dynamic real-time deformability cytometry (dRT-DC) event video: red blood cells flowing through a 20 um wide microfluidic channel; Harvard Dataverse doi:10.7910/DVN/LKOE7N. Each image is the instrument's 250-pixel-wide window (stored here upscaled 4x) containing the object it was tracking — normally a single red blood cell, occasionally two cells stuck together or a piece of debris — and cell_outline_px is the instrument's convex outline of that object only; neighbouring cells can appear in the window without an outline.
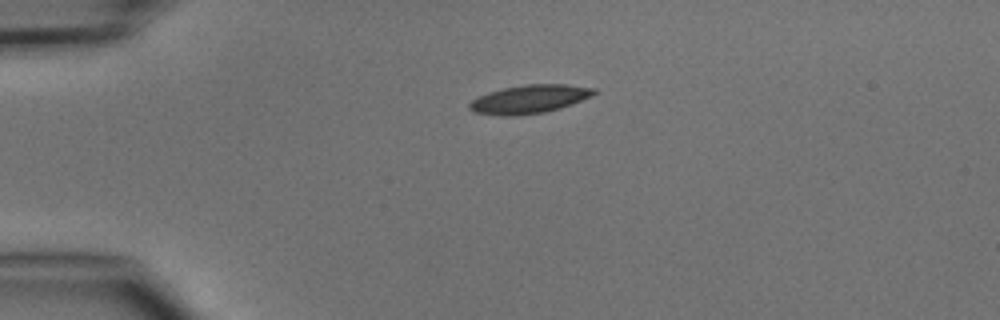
{"species": "common noctule bat (a hibernating species)", "species_latin": "Nyctalus noctula", "temperature_condition": "cold", "stored_images_in_passage": 4, "camera_frame_rate_fps": 3000, "um_per_image_px": 0.085, "animal": {"sex": "male", "body_mass_g": 15.6}, "frame": {"image": 1, "passage_image": 1, "time_ms": 0.0, "image_size_px": [1000, 320], "cell_outline_px": [[600, 92], [592, 96], [572, 104], [560, 108], [544, 112], [516, 116], [500, 116], [472, 112], [468, 108], [468, 104], [476, 96], [488, 92], [504, 88], [524, 84], [568, 84], [596, 88]], "centroid_in_image_um": [45.0, 8.42], "position_along_channel_um": 40.0, "area_um2": 21.04}}